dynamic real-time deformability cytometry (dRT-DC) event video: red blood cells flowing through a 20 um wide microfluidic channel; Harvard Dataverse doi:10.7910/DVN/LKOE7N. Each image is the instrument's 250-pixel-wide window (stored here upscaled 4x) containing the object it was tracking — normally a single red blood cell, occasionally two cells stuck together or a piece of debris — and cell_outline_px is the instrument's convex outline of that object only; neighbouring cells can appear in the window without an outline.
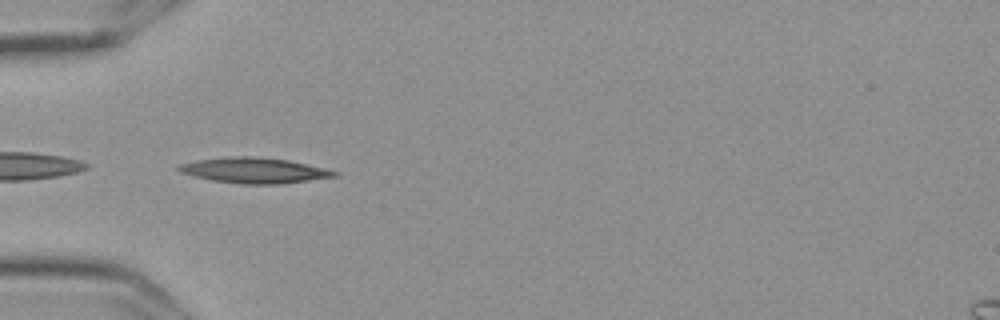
{"species": "Egyptian fruit bat (a non-hibernating species)", "species_latin": "Rousettus aegyptiacus", "temperature_condition": "cold", "stored_images_in_passage": 39, "camera_frame_rate_fps": 3000, "um_per_image_px": 0.085, "frame": {"image": 1, "passage_image": 1, "time_ms": 0.0, "image_size_px": [1000, 320], "cell_outline_px": [[340, 176], [280, 184], [244, 184], [212, 180], [180, 172], [176, 168], [180, 164], [196, 160], [232, 156], [256, 156], [288, 160], [324, 168], [340, 172]], "centroid_in_image_um": [21.65, 14.48], "position_along_channel_um": 63.4, "area_um2": 23.06}}
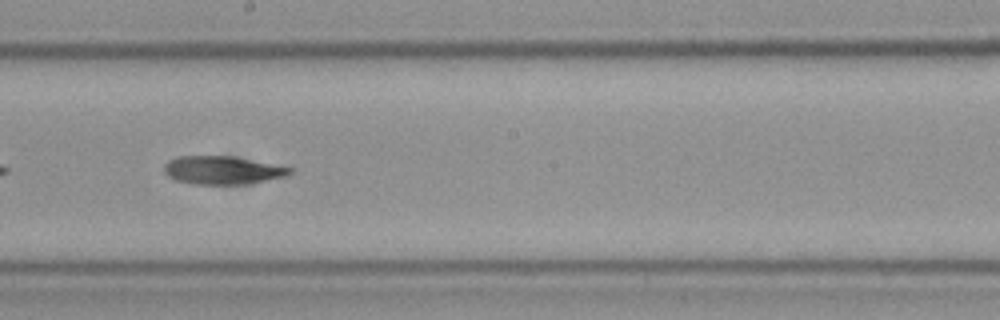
{"frame": {"image": 2, "passage_image": 15, "time_ms": 4.667, "image_size_px": [1000, 320], "cell_outline_px": [[296, 168], [288, 176], [244, 184], [192, 184], [176, 180], [168, 176], [164, 172], [164, 164], [168, 160], [180, 156], [232, 156]], "centroid_in_image_um": [18.93, 14.46], "position_along_channel_um": 229.3, "area_um2": 20.75}}
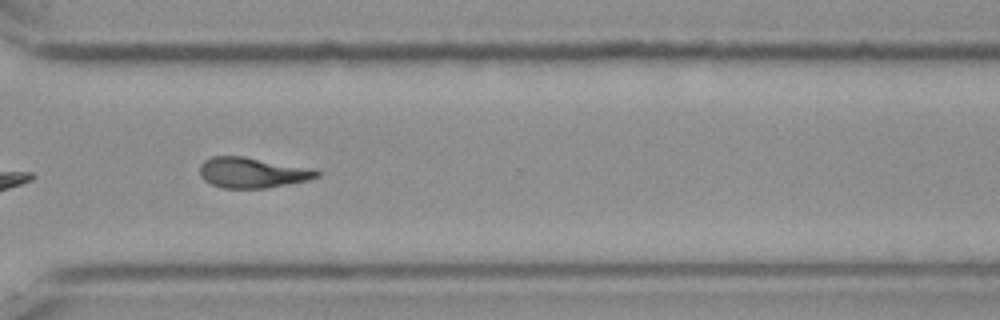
{"frame": {"image": 3, "passage_image": 25, "time_ms": 8.0, "image_size_px": [1000, 320], "cell_outline_px": [[320, 176], [312, 180], [264, 188], [224, 188], [212, 184], [204, 180], [200, 176], [200, 164], [204, 160], [212, 156], [244, 156], [316, 168], [320, 172]], "centroid_in_image_um": [21.51, 14.66], "position_along_channel_um": 349.1, "area_um2": 21.15}, "authors_computed_cell_mechanics": {"area_um2": 20.8658, "velocity_mm_per_s": 3.6086, "shape_relaxation_time_tau1_ms": null, "shape_relaxation_time_tau2_ms": 4.2062, "deformation_change_tau1": null, "deformation_change_tau2": 0.1305}}